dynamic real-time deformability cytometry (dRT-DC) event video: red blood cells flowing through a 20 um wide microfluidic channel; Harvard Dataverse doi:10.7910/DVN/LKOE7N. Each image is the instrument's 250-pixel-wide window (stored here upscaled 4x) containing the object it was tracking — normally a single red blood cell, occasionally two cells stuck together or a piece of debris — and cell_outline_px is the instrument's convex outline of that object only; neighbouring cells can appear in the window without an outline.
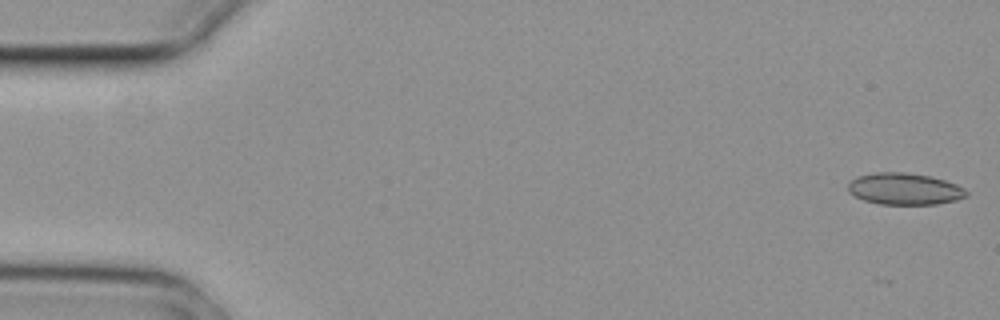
{"species": "common noctule bat (a hibernating species)", "species_latin": "Nyctalus noctula", "temperature_condition": "cold", "stored_images_in_passage": 3, "segment_of_instrument_passage": [2, 2], "camera_frame_rate_fps": 3000, "um_per_image_px": 0.085, "animal": {"sex": "female", "body_mass_g": 29.2, "forearm_length_mm": 56.3}, "frame": {"image": 1, "passage_image": 3, "time_ms": 0.667, "image_size_px": [1000, 320], "cell_outline_px": [[968, 196], [956, 200], [936, 204], [880, 204], [864, 200], [848, 192], [848, 184], [856, 176], [876, 172], [904, 172], [932, 176], [956, 184], [964, 188], [968, 192]], "centroid_in_image_um": [76.89, 16.05], "position_along_channel_um": 8.1, "area_um2": 21.91}}